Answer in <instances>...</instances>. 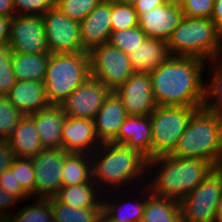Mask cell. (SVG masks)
<instances>
[{
  "mask_svg": "<svg viewBox=\"0 0 222 222\" xmlns=\"http://www.w3.org/2000/svg\"><path fill=\"white\" fill-rule=\"evenodd\" d=\"M101 2H107V3H111V4H114V3H121L122 0H100Z\"/></svg>",
  "mask_w": 222,
  "mask_h": 222,
  "instance_id": "816d5d0a",
  "label": "cell"
},
{
  "mask_svg": "<svg viewBox=\"0 0 222 222\" xmlns=\"http://www.w3.org/2000/svg\"><path fill=\"white\" fill-rule=\"evenodd\" d=\"M89 77V52L50 54L44 79L48 102L61 105Z\"/></svg>",
  "mask_w": 222,
  "mask_h": 222,
  "instance_id": "8992f818",
  "label": "cell"
},
{
  "mask_svg": "<svg viewBox=\"0 0 222 222\" xmlns=\"http://www.w3.org/2000/svg\"><path fill=\"white\" fill-rule=\"evenodd\" d=\"M63 148H44L31 157L35 172V198L55 197L62 187Z\"/></svg>",
  "mask_w": 222,
  "mask_h": 222,
  "instance_id": "7c38bea8",
  "label": "cell"
},
{
  "mask_svg": "<svg viewBox=\"0 0 222 222\" xmlns=\"http://www.w3.org/2000/svg\"><path fill=\"white\" fill-rule=\"evenodd\" d=\"M93 179L87 183L62 186L55 196L60 202L74 208H102V195Z\"/></svg>",
  "mask_w": 222,
  "mask_h": 222,
  "instance_id": "d4e9b609",
  "label": "cell"
},
{
  "mask_svg": "<svg viewBox=\"0 0 222 222\" xmlns=\"http://www.w3.org/2000/svg\"><path fill=\"white\" fill-rule=\"evenodd\" d=\"M211 19L213 20L218 30L222 33V0L214 1V9Z\"/></svg>",
  "mask_w": 222,
  "mask_h": 222,
  "instance_id": "f6af8a7d",
  "label": "cell"
},
{
  "mask_svg": "<svg viewBox=\"0 0 222 222\" xmlns=\"http://www.w3.org/2000/svg\"><path fill=\"white\" fill-rule=\"evenodd\" d=\"M167 45L171 56H194L210 61L222 56V33L211 18L183 16Z\"/></svg>",
  "mask_w": 222,
  "mask_h": 222,
  "instance_id": "5b68a950",
  "label": "cell"
},
{
  "mask_svg": "<svg viewBox=\"0 0 222 222\" xmlns=\"http://www.w3.org/2000/svg\"><path fill=\"white\" fill-rule=\"evenodd\" d=\"M111 92L101 81L89 77L60 106L68 117L94 120Z\"/></svg>",
  "mask_w": 222,
  "mask_h": 222,
  "instance_id": "4fadbf2b",
  "label": "cell"
},
{
  "mask_svg": "<svg viewBox=\"0 0 222 222\" xmlns=\"http://www.w3.org/2000/svg\"><path fill=\"white\" fill-rule=\"evenodd\" d=\"M8 45L14 53H49L42 15L13 16Z\"/></svg>",
  "mask_w": 222,
  "mask_h": 222,
  "instance_id": "8fae6325",
  "label": "cell"
},
{
  "mask_svg": "<svg viewBox=\"0 0 222 222\" xmlns=\"http://www.w3.org/2000/svg\"><path fill=\"white\" fill-rule=\"evenodd\" d=\"M128 114L122 100L112 91L94 118L96 135L101 143L112 142Z\"/></svg>",
  "mask_w": 222,
  "mask_h": 222,
  "instance_id": "d6986e66",
  "label": "cell"
},
{
  "mask_svg": "<svg viewBox=\"0 0 222 222\" xmlns=\"http://www.w3.org/2000/svg\"><path fill=\"white\" fill-rule=\"evenodd\" d=\"M50 54L84 52L80 36V22L70 19L56 6L43 16Z\"/></svg>",
  "mask_w": 222,
  "mask_h": 222,
  "instance_id": "30bf717a",
  "label": "cell"
},
{
  "mask_svg": "<svg viewBox=\"0 0 222 222\" xmlns=\"http://www.w3.org/2000/svg\"><path fill=\"white\" fill-rule=\"evenodd\" d=\"M10 169L22 188L35 199V172L31 158H16Z\"/></svg>",
  "mask_w": 222,
  "mask_h": 222,
  "instance_id": "d590c367",
  "label": "cell"
},
{
  "mask_svg": "<svg viewBox=\"0 0 222 222\" xmlns=\"http://www.w3.org/2000/svg\"><path fill=\"white\" fill-rule=\"evenodd\" d=\"M15 15H44L55 6V0H12Z\"/></svg>",
  "mask_w": 222,
  "mask_h": 222,
  "instance_id": "74e56055",
  "label": "cell"
},
{
  "mask_svg": "<svg viewBox=\"0 0 222 222\" xmlns=\"http://www.w3.org/2000/svg\"><path fill=\"white\" fill-rule=\"evenodd\" d=\"M152 137L150 115H128L120 127L118 136L112 142L125 144L150 159Z\"/></svg>",
  "mask_w": 222,
  "mask_h": 222,
  "instance_id": "ac0fdd59",
  "label": "cell"
},
{
  "mask_svg": "<svg viewBox=\"0 0 222 222\" xmlns=\"http://www.w3.org/2000/svg\"><path fill=\"white\" fill-rule=\"evenodd\" d=\"M91 157L93 181L100 192L104 189L103 193L119 189L122 191L119 194L121 196L127 189L129 190L128 185L131 188L133 183L132 188L134 186L136 188L141 180L148 179V159L138 150L129 148L125 144L102 143Z\"/></svg>",
  "mask_w": 222,
  "mask_h": 222,
  "instance_id": "7a4b0ae2",
  "label": "cell"
},
{
  "mask_svg": "<svg viewBox=\"0 0 222 222\" xmlns=\"http://www.w3.org/2000/svg\"><path fill=\"white\" fill-rule=\"evenodd\" d=\"M24 115L7 99L0 96V140H7Z\"/></svg>",
  "mask_w": 222,
  "mask_h": 222,
  "instance_id": "836d02e7",
  "label": "cell"
},
{
  "mask_svg": "<svg viewBox=\"0 0 222 222\" xmlns=\"http://www.w3.org/2000/svg\"><path fill=\"white\" fill-rule=\"evenodd\" d=\"M165 4L182 6L185 0H163Z\"/></svg>",
  "mask_w": 222,
  "mask_h": 222,
  "instance_id": "681fc988",
  "label": "cell"
},
{
  "mask_svg": "<svg viewBox=\"0 0 222 222\" xmlns=\"http://www.w3.org/2000/svg\"><path fill=\"white\" fill-rule=\"evenodd\" d=\"M215 222H222V194L217 204L216 220Z\"/></svg>",
  "mask_w": 222,
  "mask_h": 222,
  "instance_id": "c3c4849f",
  "label": "cell"
},
{
  "mask_svg": "<svg viewBox=\"0 0 222 222\" xmlns=\"http://www.w3.org/2000/svg\"><path fill=\"white\" fill-rule=\"evenodd\" d=\"M135 72H150L165 62L171 55L167 41L148 38L129 55Z\"/></svg>",
  "mask_w": 222,
  "mask_h": 222,
  "instance_id": "cb8c5ba5",
  "label": "cell"
},
{
  "mask_svg": "<svg viewBox=\"0 0 222 222\" xmlns=\"http://www.w3.org/2000/svg\"><path fill=\"white\" fill-rule=\"evenodd\" d=\"M112 4L100 2L80 21L82 47L90 52L93 48L108 43L111 30Z\"/></svg>",
  "mask_w": 222,
  "mask_h": 222,
  "instance_id": "2e32d148",
  "label": "cell"
},
{
  "mask_svg": "<svg viewBox=\"0 0 222 222\" xmlns=\"http://www.w3.org/2000/svg\"><path fill=\"white\" fill-rule=\"evenodd\" d=\"M100 0H55V6L70 19L80 22Z\"/></svg>",
  "mask_w": 222,
  "mask_h": 222,
  "instance_id": "e575fe53",
  "label": "cell"
},
{
  "mask_svg": "<svg viewBox=\"0 0 222 222\" xmlns=\"http://www.w3.org/2000/svg\"><path fill=\"white\" fill-rule=\"evenodd\" d=\"M214 170H215L218 174L222 175V148H221V150L219 151L218 158H217V160H216V162H215V164H214Z\"/></svg>",
  "mask_w": 222,
  "mask_h": 222,
  "instance_id": "7dc6e473",
  "label": "cell"
},
{
  "mask_svg": "<svg viewBox=\"0 0 222 222\" xmlns=\"http://www.w3.org/2000/svg\"><path fill=\"white\" fill-rule=\"evenodd\" d=\"M6 97L23 115H31L50 106L44 81L17 80Z\"/></svg>",
  "mask_w": 222,
  "mask_h": 222,
  "instance_id": "ffe728a7",
  "label": "cell"
},
{
  "mask_svg": "<svg viewBox=\"0 0 222 222\" xmlns=\"http://www.w3.org/2000/svg\"><path fill=\"white\" fill-rule=\"evenodd\" d=\"M30 205L23 206L9 217L13 222H53L51 198H35Z\"/></svg>",
  "mask_w": 222,
  "mask_h": 222,
  "instance_id": "4dcf8cb0",
  "label": "cell"
},
{
  "mask_svg": "<svg viewBox=\"0 0 222 222\" xmlns=\"http://www.w3.org/2000/svg\"><path fill=\"white\" fill-rule=\"evenodd\" d=\"M141 222H182L179 201L157 196L147 185L146 205Z\"/></svg>",
  "mask_w": 222,
  "mask_h": 222,
  "instance_id": "4316f807",
  "label": "cell"
},
{
  "mask_svg": "<svg viewBox=\"0 0 222 222\" xmlns=\"http://www.w3.org/2000/svg\"><path fill=\"white\" fill-rule=\"evenodd\" d=\"M211 73L205 80V101L203 107L222 118V56L207 61ZM209 66H211L209 68ZM208 82V83H207Z\"/></svg>",
  "mask_w": 222,
  "mask_h": 222,
  "instance_id": "f1b7e54d",
  "label": "cell"
},
{
  "mask_svg": "<svg viewBox=\"0 0 222 222\" xmlns=\"http://www.w3.org/2000/svg\"><path fill=\"white\" fill-rule=\"evenodd\" d=\"M0 187L7 192L16 196L19 200L24 201L30 199L31 196L22 188L19 181H17L15 173L9 168L0 175Z\"/></svg>",
  "mask_w": 222,
  "mask_h": 222,
  "instance_id": "ab89813d",
  "label": "cell"
},
{
  "mask_svg": "<svg viewBox=\"0 0 222 222\" xmlns=\"http://www.w3.org/2000/svg\"><path fill=\"white\" fill-rule=\"evenodd\" d=\"M0 222H13L9 216L0 217Z\"/></svg>",
  "mask_w": 222,
  "mask_h": 222,
  "instance_id": "f907efd6",
  "label": "cell"
},
{
  "mask_svg": "<svg viewBox=\"0 0 222 222\" xmlns=\"http://www.w3.org/2000/svg\"><path fill=\"white\" fill-rule=\"evenodd\" d=\"M12 53L8 44L0 45V96H6L17 81L12 70Z\"/></svg>",
  "mask_w": 222,
  "mask_h": 222,
  "instance_id": "8d00e7d4",
  "label": "cell"
},
{
  "mask_svg": "<svg viewBox=\"0 0 222 222\" xmlns=\"http://www.w3.org/2000/svg\"><path fill=\"white\" fill-rule=\"evenodd\" d=\"M146 39L147 35L137 26L126 30L112 31L108 43L129 55Z\"/></svg>",
  "mask_w": 222,
  "mask_h": 222,
  "instance_id": "1f68e13d",
  "label": "cell"
},
{
  "mask_svg": "<svg viewBox=\"0 0 222 222\" xmlns=\"http://www.w3.org/2000/svg\"><path fill=\"white\" fill-rule=\"evenodd\" d=\"M215 0H185L183 15L190 18H211Z\"/></svg>",
  "mask_w": 222,
  "mask_h": 222,
  "instance_id": "f35d334b",
  "label": "cell"
},
{
  "mask_svg": "<svg viewBox=\"0 0 222 222\" xmlns=\"http://www.w3.org/2000/svg\"><path fill=\"white\" fill-rule=\"evenodd\" d=\"M138 25L139 17L133 5L123 2L112 4V31H120L135 28Z\"/></svg>",
  "mask_w": 222,
  "mask_h": 222,
  "instance_id": "d6a6232c",
  "label": "cell"
},
{
  "mask_svg": "<svg viewBox=\"0 0 222 222\" xmlns=\"http://www.w3.org/2000/svg\"><path fill=\"white\" fill-rule=\"evenodd\" d=\"M182 7L163 4L156 6L150 11L141 13L139 27L148 38H157L167 41L174 29L183 18Z\"/></svg>",
  "mask_w": 222,
  "mask_h": 222,
  "instance_id": "e0dca14e",
  "label": "cell"
},
{
  "mask_svg": "<svg viewBox=\"0 0 222 222\" xmlns=\"http://www.w3.org/2000/svg\"><path fill=\"white\" fill-rule=\"evenodd\" d=\"M54 222H99L102 208H74L51 197Z\"/></svg>",
  "mask_w": 222,
  "mask_h": 222,
  "instance_id": "f546056e",
  "label": "cell"
},
{
  "mask_svg": "<svg viewBox=\"0 0 222 222\" xmlns=\"http://www.w3.org/2000/svg\"><path fill=\"white\" fill-rule=\"evenodd\" d=\"M92 179L91 155L82 153H67L65 155L62 168V186L83 184Z\"/></svg>",
  "mask_w": 222,
  "mask_h": 222,
  "instance_id": "83f0119b",
  "label": "cell"
},
{
  "mask_svg": "<svg viewBox=\"0 0 222 222\" xmlns=\"http://www.w3.org/2000/svg\"><path fill=\"white\" fill-rule=\"evenodd\" d=\"M44 148H62V127L66 115L60 105H50L31 114Z\"/></svg>",
  "mask_w": 222,
  "mask_h": 222,
  "instance_id": "7402d4cb",
  "label": "cell"
},
{
  "mask_svg": "<svg viewBox=\"0 0 222 222\" xmlns=\"http://www.w3.org/2000/svg\"><path fill=\"white\" fill-rule=\"evenodd\" d=\"M11 18L0 16V45H7Z\"/></svg>",
  "mask_w": 222,
  "mask_h": 222,
  "instance_id": "ee69618b",
  "label": "cell"
},
{
  "mask_svg": "<svg viewBox=\"0 0 222 222\" xmlns=\"http://www.w3.org/2000/svg\"><path fill=\"white\" fill-rule=\"evenodd\" d=\"M90 77L101 81L111 91L124 84L135 72L128 54L104 43L89 52Z\"/></svg>",
  "mask_w": 222,
  "mask_h": 222,
  "instance_id": "ba28073f",
  "label": "cell"
},
{
  "mask_svg": "<svg viewBox=\"0 0 222 222\" xmlns=\"http://www.w3.org/2000/svg\"><path fill=\"white\" fill-rule=\"evenodd\" d=\"M61 133L62 148L67 153L91 155L102 144L96 135L94 120L66 116Z\"/></svg>",
  "mask_w": 222,
  "mask_h": 222,
  "instance_id": "9a60e30c",
  "label": "cell"
},
{
  "mask_svg": "<svg viewBox=\"0 0 222 222\" xmlns=\"http://www.w3.org/2000/svg\"><path fill=\"white\" fill-rule=\"evenodd\" d=\"M0 16L6 18H12L15 16L12 0H0Z\"/></svg>",
  "mask_w": 222,
  "mask_h": 222,
  "instance_id": "bcb514c9",
  "label": "cell"
},
{
  "mask_svg": "<svg viewBox=\"0 0 222 222\" xmlns=\"http://www.w3.org/2000/svg\"><path fill=\"white\" fill-rule=\"evenodd\" d=\"M16 158L8 141L0 140V175L13 165Z\"/></svg>",
  "mask_w": 222,
  "mask_h": 222,
  "instance_id": "60d3db41",
  "label": "cell"
},
{
  "mask_svg": "<svg viewBox=\"0 0 222 222\" xmlns=\"http://www.w3.org/2000/svg\"><path fill=\"white\" fill-rule=\"evenodd\" d=\"M199 108L157 106L150 114L152 126L151 158L168 155L176 148L193 113Z\"/></svg>",
  "mask_w": 222,
  "mask_h": 222,
  "instance_id": "52a82bcc",
  "label": "cell"
},
{
  "mask_svg": "<svg viewBox=\"0 0 222 222\" xmlns=\"http://www.w3.org/2000/svg\"><path fill=\"white\" fill-rule=\"evenodd\" d=\"M206 64L207 61L194 56H170L150 71L157 106L202 108L207 76L203 73L208 71Z\"/></svg>",
  "mask_w": 222,
  "mask_h": 222,
  "instance_id": "6da1fadb",
  "label": "cell"
},
{
  "mask_svg": "<svg viewBox=\"0 0 222 222\" xmlns=\"http://www.w3.org/2000/svg\"><path fill=\"white\" fill-rule=\"evenodd\" d=\"M213 170L214 164L207 160L160 155L148 159L147 185L155 195L180 202Z\"/></svg>",
  "mask_w": 222,
  "mask_h": 222,
  "instance_id": "3957f363",
  "label": "cell"
},
{
  "mask_svg": "<svg viewBox=\"0 0 222 222\" xmlns=\"http://www.w3.org/2000/svg\"><path fill=\"white\" fill-rule=\"evenodd\" d=\"M222 175L213 170L180 203L182 222H215Z\"/></svg>",
  "mask_w": 222,
  "mask_h": 222,
  "instance_id": "9c48e42d",
  "label": "cell"
},
{
  "mask_svg": "<svg viewBox=\"0 0 222 222\" xmlns=\"http://www.w3.org/2000/svg\"><path fill=\"white\" fill-rule=\"evenodd\" d=\"M221 148L222 118L202 107L193 113L170 155L179 158H198L215 164Z\"/></svg>",
  "mask_w": 222,
  "mask_h": 222,
  "instance_id": "277c9868",
  "label": "cell"
},
{
  "mask_svg": "<svg viewBox=\"0 0 222 222\" xmlns=\"http://www.w3.org/2000/svg\"><path fill=\"white\" fill-rule=\"evenodd\" d=\"M163 4H165L163 0H138L133 6L139 16L141 13L150 11L154 7Z\"/></svg>",
  "mask_w": 222,
  "mask_h": 222,
  "instance_id": "7bdbcfd3",
  "label": "cell"
},
{
  "mask_svg": "<svg viewBox=\"0 0 222 222\" xmlns=\"http://www.w3.org/2000/svg\"><path fill=\"white\" fill-rule=\"evenodd\" d=\"M50 53H12V70L16 80L44 81Z\"/></svg>",
  "mask_w": 222,
  "mask_h": 222,
  "instance_id": "484cf974",
  "label": "cell"
},
{
  "mask_svg": "<svg viewBox=\"0 0 222 222\" xmlns=\"http://www.w3.org/2000/svg\"><path fill=\"white\" fill-rule=\"evenodd\" d=\"M18 202L19 199L16 196L0 187V217L9 216L6 210H8L9 207H14V205L18 204Z\"/></svg>",
  "mask_w": 222,
  "mask_h": 222,
  "instance_id": "b9f144b4",
  "label": "cell"
},
{
  "mask_svg": "<svg viewBox=\"0 0 222 222\" xmlns=\"http://www.w3.org/2000/svg\"><path fill=\"white\" fill-rule=\"evenodd\" d=\"M99 222H112V221L108 220V219L102 214L101 217H100Z\"/></svg>",
  "mask_w": 222,
  "mask_h": 222,
  "instance_id": "db71d44e",
  "label": "cell"
},
{
  "mask_svg": "<svg viewBox=\"0 0 222 222\" xmlns=\"http://www.w3.org/2000/svg\"><path fill=\"white\" fill-rule=\"evenodd\" d=\"M128 115H150L157 107L149 72H134L115 91Z\"/></svg>",
  "mask_w": 222,
  "mask_h": 222,
  "instance_id": "5bb4252c",
  "label": "cell"
},
{
  "mask_svg": "<svg viewBox=\"0 0 222 222\" xmlns=\"http://www.w3.org/2000/svg\"><path fill=\"white\" fill-rule=\"evenodd\" d=\"M145 181V186L143 185V182ZM142 181V183L139 185L141 187V185L145 188H141L139 190V186L137 187L138 192L141 191V194H139V197H131V201L129 200H125L123 201V203L117 199L116 200V196L114 197L115 200H110L112 199L113 196L110 195H118L119 193H117V191H114L115 194H111L112 192H107V193H103L104 195H102V214L110 221L112 222H141L142 218H143V213H144V209H145V205H146V198H147V184H146V180ZM143 193V194H142ZM107 195V198H106ZM145 196V197H143ZM108 197H112V198H108ZM142 197V198H141ZM108 199V200H107ZM134 199V201H133ZM142 199V200H141ZM141 200V201H140ZM113 201V202H112ZM118 202V203H117Z\"/></svg>",
  "mask_w": 222,
  "mask_h": 222,
  "instance_id": "44dd1931",
  "label": "cell"
},
{
  "mask_svg": "<svg viewBox=\"0 0 222 222\" xmlns=\"http://www.w3.org/2000/svg\"><path fill=\"white\" fill-rule=\"evenodd\" d=\"M138 0H122L123 3L134 5Z\"/></svg>",
  "mask_w": 222,
  "mask_h": 222,
  "instance_id": "f5cc1de1",
  "label": "cell"
},
{
  "mask_svg": "<svg viewBox=\"0 0 222 222\" xmlns=\"http://www.w3.org/2000/svg\"><path fill=\"white\" fill-rule=\"evenodd\" d=\"M7 141L17 158H31L44 149L31 115L21 118Z\"/></svg>",
  "mask_w": 222,
  "mask_h": 222,
  "instance_id": "603a6c76",
  "label": "cell"
}]
</instances>
